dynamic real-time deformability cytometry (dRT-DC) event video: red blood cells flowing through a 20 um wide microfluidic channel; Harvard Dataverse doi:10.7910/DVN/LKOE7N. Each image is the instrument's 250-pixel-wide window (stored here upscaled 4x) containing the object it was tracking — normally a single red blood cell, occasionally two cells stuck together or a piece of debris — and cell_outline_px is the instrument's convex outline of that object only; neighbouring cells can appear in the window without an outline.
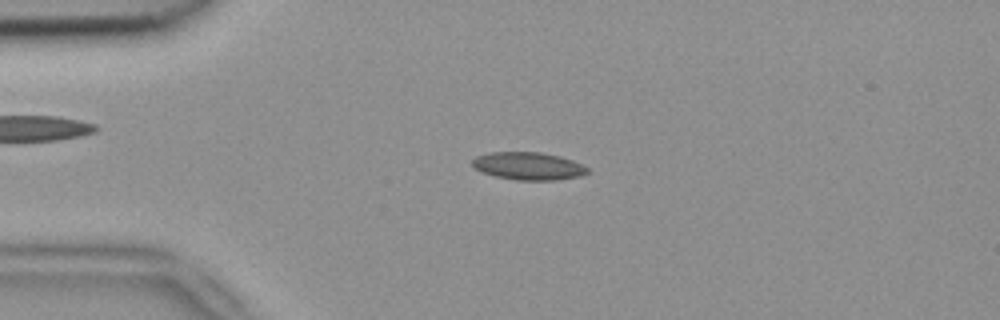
{"species": "common noctule bat (a hibernating species)", "species_latin": "Nyctalus noctula", "temperature_condition": "room temperature", "stored_images_in_passage": 5, "segment_of_instrument_passage": [1, 2], "camera_frame_rate_fps": 3000, "um_per_image_px": 0.085, "animal": {"sex": "female", "body_mass_g": 18.4}, "frame": {"image": 1, "passage_image": 3, "time_ms": 0.667, "image_size_px": [1000, 320], "cell_outline_px": [[588, 172], [580, 176], [552, 180], [516, 180], [496, 176], [480, 172], [472, 168], [472, 160], [476, 156], [492, 152], [540, 152], [560, 156], [572, 160], [588, 168]], "centroid_in_image_um": [44.86, 14.11], "position_along_channel_um": 40.1, "area_um2": 18.55}}